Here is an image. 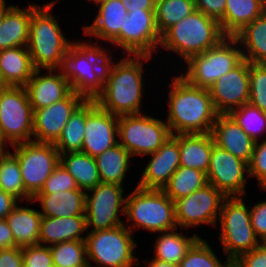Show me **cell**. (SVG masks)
Here are the masks:
<instances>
[{"instance_id":"cell-1","label":"cell","mask_w":266,"mask_h":267,"mask_svg":"<svg viewBox=\"0 0 266 267\" xmlns=\"http://www.w3.org/2000/svg\"><path fill=\"white\" fill-rule=\"evenodd\" d=\"M151 57L124 55L114 62L111 56L105 69L103 91L94 99L97 105L118 117L143 113L144 61L152 60Z\"/></svg>"},{"instance_id":"cell-2","label":"cell","mask_w":266,"mask_h":267,"mask_svg":"<svg viewBox=\"0 0 266 267\" xmlns=\"http://www.w3.org/2000/svg\"><path fill=\"white\" fill-rule=\"evenodd\" d=\"M168 117L166 123L174 134L211 133L217 118L208 89L189 84L173 76L168 85Z\"/></svg>"},{"instance_id":"cell-3","label":"cell","mask_w":266,"mask_h":267,"mask_svg":"<svg viewBox=\"0 0 266 267\" xmlns=\"http://www.w3.org/2000/svg\"><path fill=\"white\" fill-rule=\"evenodd\" d=\"M93 43V44H92ZM111 52L95 41H73L56 69L72 91L94 100L104 88L105 69Z\"/></svg>"},{"instance_id":"cell-4","label":"cell","mask_w":266,"mask_h":267,"mask_svg":"<svg viewBox=\"0 0 266 267\" xmlns=\"http://www.w3.org/2000/svg\"><path fill=\"white\" fill-rule=\"evenodd\" d=\"M58 0L44 6L32 2L28 51L35 70L57 69L73 40H67L51 9ZM43 7V8H42Z\"/></svg>"},{"instance_id":"cell-5","label":"cell","mask_w":266,"mask_h":267,"mask_svg":"<svg viewBox=\"0 0 266 267\" xmlns=\"http://www.w3.org/2000/svg\"><path fill=\"white\" fill-rule=\"evenodd\" d=\"M226 35L220 23L201 11H194L161 35L160 49L177 53L182 62L217 45Z\"/></svg>"},{"instance_id":"cell-6","label":"cell","mask_w":266,"mask_h":267,"mask_svg":"<svg viewBox=\"0 0 266 267\" xmlns=\"http://www.w3.org/2000/svg\"><path fill=\"white\" fill-rule=\"evenodd\" d=\"M135 187L125 201V221H132L126 227L133 234L138 228L156 234L178 229L174 202L163 190Z\"/></svg>"},{"instance_id":"cell-7","label":"cell","mask_w":266,"mask_h":267,"mask_svg":"<svg viewBox=\"0 0 266 267\" xmlns=\"http://www.w3.org/2000/svg\"><path fill=\"white\" fill-rule=\"evenodd\" d=\"M244 197H226L221 205L218 222L220 244L230 262L261 244L251 225L250 209Z\"/></svg>"},{"instance_id":"cell-8","label":"cell","mask_w":266,"mask_h":267,"mask_svg":"<svg viewBox=\"0 0 266 267\" xmlns=\"http://www.w3.org/2000/svg\"><path fill=\"white\" fill-rule=\"evenodd\" d=\"M242 60L238 41L234 36H226L212 48L190 57L185 62V74L180 76L193 86L208 89Z\"/></svg>"},{"instance_id":"cell-9","label":"cell","mask_w":266,"mask_h":267,"mask_svg":"<svg viewBox=\"0 0 266 267\" xmlns=\"http://www.w3.org/2000/svg\"><path fill=\"white\" fill-rule=\"evenodd\" d=\"M86 234L89 267H95L91 265L92 262L97 264L96 267L139 266V258L134 255L137 243L125 224L108 230L89 231Z\"/></svg>"},{"instance_id":"cell-10","label":"cell","mask_w":266,"mask_h":267,"mask_svg":"<svg viewBox=\"0 0 266 267\" xmlns=\"http://www.w3.org/2000/svg\"><path fill=\"white\" fill-rule=\"evenodd\" d=\"M145 114L146 112L118 117L119 144L133 157H144L156 152L172 136L163 119Z\"/></svg>"},{"instance_id":"cell-11","label":"cell","mask_w":266,"mask_h":267,"mask_svg":"<svg viewBox=\"0 0 266 267\" xmlns=\"http://www.w3.org/2000/svg\"><path fill=\"white\" fill-rule=\"evenodd\" d=\"M33 117L25 86H0V130L10 146L32 141Z\"/></svg>"},{"instance_id":"cell-12","label":"cell","mask_w":266,"mask_h":267,"mask_svg":"<svg viewBox=\"0 0 266 267\" xmlns=\"http://www.w3.org/2000/svg\"><path fill=\"white\" fill-rule=\"evenodd\" d=\"M20 165L25 191L33 198L60 163V154L52 143L35 141L10 146Z\"/></svg>"},{"instance_id":"cell-13","label":"cell","mask_w":266,"mask_h":267,"mask_svg":"<svg viewBox=\"0 0 266 267\" xmlns=\"http://www.w3.org/2000/svg\"><path fill=\"white\" fill-rule=\"evenodd\" d=\"M123 195L124 187L115 183L100 182L86 191L87 230H108L124 225V221L119 217L121 214L125 215L126 196Z\"/></svg>"},{"instance_id":"cell-14","label":"cell","mask_w":266,"mask_h":267,"mask_svg":"<svg viewBox=\"0 0 266 267\" xmlns=\"http://www.w3.org/2000/svg\"><path fill=\"white\" fill-rule=\"evenodd\" d=\"M161 43V34L155 23V10L129 11L120 33L110 42L114 47L122 48L124 55H149L157 52Z\"/></svg>"},{"instance_id":"cell-15","label":"cell","mask_w":266,"mask_h":267,"mask_svg":"<svg viewBox=\"0 0 266 267\" xmlns=\"http://www.w3.org/2000/svg\"><path fill=\"white\" fill-rule=\"evenodd\" d=\"M226 197L213 185L206 184L174 202L178 228L188 229L202 224L218 225L221 205Z\"/></svg>"},{"instance_id":"cell-16","label":"cell","mask_w":266,"mask_h":267,"mask_svg":"<svg viewBox=\"0 0 266 267\" xmlns=\"http://www.w3.org/2000/svg\"><path fill=\"white\" fill-rule=\"evenodd\" d=\"M206 176L208 184L225 197H243L249 179L248 163L214 145Z\"/></svg>"},{"instance_id":"cell-17","label":"cell","mask_w":266,"mask_h":267,"mask_svg":"<svg viewBox=\"0 0 266 267\" xmlns=\"http://www.w3.org/2000/svg\"><path fill=\"white\" fill-rule=\"evenodd\" d=\"M85 100L82 95L71 91L62 100L34 110L32 141L54 144L71 115Z\"/></svg>"},{"instance_id":"cell-18","label":"cell","mask_w":266,"mask_h":267,"mask_svg":"<svg viewBox=\"0 0 266 267\" xmlns=\"http://www.w3.org/2000/svg\"><path fill=\"white\" fill-rule=\"evenodd\" d=\"M208 90L218 114H229L249 103V61L243 59Z\"/></svg>"},{"instance_id":"cell-19","label":"cell","mask_w":266,"mask_h":267,"mask_svg":"<svg viewBox=\"0 0 266 267\" xmlns=\"http://www.w3.org/2000/svg\"><path fill=\"white\" fill-rule=\"evenodd\" d=\"M118 116L102 110L95 100H87V118L82 151L96 157L119 143Z\"/></svg>"},{"instance_id":"cell-20","label":"cell","mask_w":266,"mask_h":267,"mask_svg":"<svg viewBox=\"0 0 266 267\" xmlns=\"http://www.w3.org/2000/svg\"><path fill=\"white\" fill-rule=\"evenodd\" d=\"M137 184L144 189L162 190L173 173L180 167V149L177 134L168 138L154 153H151Z\"/></svg>"},{"instance_id":"cell-21","label":"cell","mask_w":266,"mask_h":267,"mask_svg":"<svg viewBox=\"0 0 266 267\" xmlns=\"http://www.w3.org/2000/svg\"><path fill=\"white\" fill-rule=\"evenodd\" d=\"M34 70L25 85L30 104L34 110L41 109L65 98L72 90L68 80L56 69Z\"/></svg>"},{"instance_id":"cell-22","label":"cell","mask_w":266,"mask_h":267,"mask_svg":"<svg viewBox=\"0 0 266 267\" xmlns=\"http://www.w3.org/2000/svg\"><path fill=\"white\" fill-rule=\"evenodd\" d=\"M211 135L216 146L250 163L256 141L229 114L217 115Z\"/></svg>"},{"instance_id":"cell-23","label":"cell","mask_w":266,"mask_h":267,"mask_svg":"<svg viewBox=\"0 0 266 267\" xmlns=\"http://www.w3.org/2000/svg\"><path fill=\"white\" fill-rule=\"evenodd\" d=\"M95 5L98 13L93 23L83 25V34L110 43L120 33L128 11L121 0H99Z\"/></svg>"},{"instance_id":"cell-24","label":"cell","mask_w":266,"mask_h":267,"mask_svg":"<svg viewBox=\"0 0 266 267\" xmlns=\"http://www.w3.org/2000/svg\"><path fill=\"white\" fill-rule=\"evenodd\" d=\"M32 201L41 204L42 217L60 218L85 215L86 191L75 189L55 193H37Z\"/></svg>"},{"instance_id":"cell-25","label":"cell","mask_w":266,"mask_h":267,"mask_svg":"<svg viewBox=\"0 0 266 267\" xmlns=\"http://www.w3.org/2000/svg\"><path fill=\"white\" fill-rule=\"evenodd\" d=\"M86 232L88 230L85 215L42 217L38 244L44 243L46 246H51L68 240H85Z\"/></svg>"},{"instance_id":"cell-26","label":"cell","mask_w":266,"mask_h":267,"mask_svg":"<svg viewBox=\"0 0 266 267\" xmlns=\"http://www.w3.org/2000/svg\"><path fill=\"white\" fill-rule=\"evenodd\" d=\"M34 70L27 46L0 50L1 86H25Z\"/></svg>"},{"instance_id":"cell-27","label":"cell","mask_w":266,"mask_h":267,"mask_svg":"<svg viewBox=\"0 0 266 267\" xmlns=\"http://www.w3.org/2000/svg\"><path fill=\"white\" fill-rule=\"evenodd\" d=\"M177 142L180 149V167L207 173L215 145L211 133L177 134Z\"/></svg>"},{"instance_id":"cell-28","label":"cell","mask_w":266,"mask_h":267,"mask_svg":"<svg viewBox=\"0 0 266 267\" xmlns=\"http://www.w3.org/2000/svg\"><path fill=\"white\" fill-rule=\"evenodd\" d=\"M32 2L23 9L13 5L0 24V50L28 46Z\"/></svg>"},{"instance_id":"cell-29","label":"cell","mask_w":266,"mask_h":267,"mask_svg":"<svg viewBox=\"0 0 266 267\" xmlns=\"http://www.w3.org/2000/svg\"><path fill=\"white\" fill-rule=\"evenodd\" d=\"M265 11V0H226L224 18L219 22L222 32L234 36Z\"/></svg>"},{"instance_id":"cell-30","label":"cell","mask_w":266,"mask_h":267,"mask_svg":"<svg viewBox=\"0 0 266 267\" xmlns=\"http://www.w3.org/2000/svg\"><path fill=\"white\" fill-rule=\"evenodd\" d=\"M17 247L37 245L42 215L40 211L16 205L5 218Z\"/></svg>"},{"instance_id":"cell-31","label":"cell","mask_w":266,"mask_h":267,"mask_svg":"<svg viewBox=\"0 0 266 267\" xmlns=\"http://www.w3.org/2000/svg\"><path fill=\"white\" fill-rule=\"evenodd\" d=\"M243 59L250 63L266 64V11L234 35Z\"/></svg>"},{"instance_id":"cell-32","label":"cell","mask_w":266,"mask_h":267,"mask_svg":"<svg viewBox=\"0 0 266 267\" xmlns=\"http://www.w3.org/2000/svg\"><path fill=\"white\" fill-rule=\"evenodd\" d=\"M173 229L161 232L154 244V259L177 265L184 259L191 246L201 237L198 234L184 235Z\"/></svg>"},{"instance_id":"cell-33","label":"cell","mask_w":266,"mask_h":267,"mask_svg":"<svg viewBox=\"0 0 266 267\" xmlns=\"http://www.w3.org/2000/svg\"><path fill=\"white\" fill-rule=\"evenodd\" d=\"M133 156L119 143L95 157L102 183L122 185Z\"/></svg>"},{"instance_id":"cell-34","label":"cell","mask_w":266,"mask_h":267,"mask_svg":"<svg viewBox=\"0 0 266 267\" xmlns=\"http://www.w3.org/2000/svg\"><path fill=\"white\" fill-rule=\"evenodd\" d=\"M60 163L73 176L81 190L88 191L101 182L94 157L83 152L60 154Z\"/></svg>"},{"instance_id":"cell-35","label":"cell","mask_w":266,"mask_h":267,"mask_svg":"<svg viewBox=\"0 0 266 267\" xmlns=\"http://www.w3.org/2000/svg\"><path fill=\"white\" fill-rule=\"evenodd\" d=\"M87 118V100L71 115L58 140L54 143L59 154L82 151Z\"/></svg>"},{"instance_id":"cell-36","label":"cell","mask_w":266,"mask_h":267,"mask_svg":"<svg viewBox=\"0 0 266 267\" xmlns=\"http://www.w3.org/2000/svg\"><path fill=\"white\" fill-rule=\"evenodd\" d=\"M0 189L18 201L23 199L33 203L32 197L25 191L17 157L9 148L0 152Z\"/></svg>"},{"instance_id":"cell-37","label":"cell","mask_w":266,"mask_h":267,"mask_svg":"<svg viewBox=\"0 0 266 267\" xmlns=\"http://www.w3.org/2000/svg\"><path fill=\"white\" fill-rule=\"evenodd\" d=\"M206 184L208 182L205 172L198 169L179 167L162 190L175 202L179 198L188 196L204 187Z\"/></svg>"},{"instance_id":"cell-38","label":"cell","mask_w":266,"mask_h":267,"mask_svg":"<svg viewBox=\"0 0 266 267\" xmlns=\"http://www.w3.org/2000/svg\"><path fill=\"white\" fill-rule=\"evenodd\" d=\"M196 11L193 0H156L155 23L162 35L172 25Z\"/></svg>"},{"instance_id":"cell-39","label":"cell","mask_w":266,"mask_h":267,"mask_svg":"<svg viewBox=\"0 0 266 267\" xmlns=\"http://www.w3.org/2000/svg\"><path fill=\"white\" fill-rule=\"evenodd\" d=\"M53 266L89 267L85 240H68L50 246Z\"/></svg>"},{"instance_id":"cell-40","label":"cell","mask_w":266,"mask_h":267,"mask_svg":"<svg viewBox=\"0 0 266 267\" xmlns=\"http://www.w3.org/2000/svg\"><path fill=\"white\" fill-rule=\"evenodd\" d=\"M229 115L256 142L260 140L259 137L262 134L266 133V112L250 103L232 110Z\"/></svg>"},{"instance_id":"cell-41","label":"cell","mask_w":266,"mask_h":267,"mask_svg":"<svg viewBox=\"0 0 266 267\" xmlns=\"http://www.w3.org/2000/svg\"><path fill=\"white\" fill-rule=\"evenodd\" d=\"M217 256L210 244L200 237L188 250L178 267H232V262L228 259L220 262Z\"/></svg>"},{"instance_id":"cell-42","label":"cell","mask_w":266,"mask_h":267,"mask_svg":"<svg viewBox=\"0 0 266 267\" xmlns=\"http://www.w3.org/2000/svg\"><path fill=\"white\" fill-rule=\"evenodd\" d=\"M249 103L266 112V64L249 62Z\"/></svg>"},{"instance_id":"cell-43","label":"cell","mask_w":266,"mask_h":267,"mask_svg":"<svg viewBox=\"0 0 266 267\" xmlns=\"http://www.w3.org/2000/svg\"><path fill=\"white\" fill-rule=\"evenodd\" d=\"M80 189L71 174L59 163L55 170L45 181L39 193H55Z\"/></svg>"},{"instance_id":"cell-44","label":"cell","mask_w":266,"mask_h":267,"mask_svg":"<svg viewBox=\"0 0 266 267\" xmlns=\"http://www.w3.org/2000/svg\"><path fill=\"white\" fill-rule=\"evenodd\" d=\"M249 167V177H256L259 188L266 190V138L257 141Z\"/></svg>"},{"instance_id":"cell-45","label":"cell","mask_w":266,"mask_h":267,"mask_svg":"<svg viewBox=\"0 0 266 267\" xmlns=\"http://www.w3.org/2000/svg\"><path fill=\"white\" fill-rule=\"evenodd\" d=\"M23 267H52L50 246L31 245L22 248Z\"/></svg>"},{"instance_id":"cell-46","label":"cell","mask_w":266,"mask_h":267,"mask_svg":"<svg viewBox=\"0 0 266 267\" xmlns=\"http://www.w3.org/2000/svg\"><path fill=\"white\" fill-rule=\"evenodd\" d=\"M232 267H266V244L261 243L253 250L240 255Z\"/></svg>"},{"instance_id":"cell-47","label":"cell","mask_w":266,"mask_h":267,"mask_svg":"<svg viewBox=\"0 0 266 267\" xmlns=\"http://www.w3.org/2000/svg\"><path fill=\"white\" fill-rule=\"evenodd\" d=\"M251 225L261 243L266 241V200L250 207Z\"/></svg>"},{"instance_id":"cell-48","label":"cell","mask_w":266,"mask_h":267,"mask_svg":"<svg viewBox=\"0 0 266 267\" xmlns=\"http://www.w3.org/2000/svg\"><path fill=\"white\" fill-rule=\"evenodd\" d=\"M196 10L220 22L224 18L226 0H193Z\"/></svg>"},{"instance_id":"cell-49","label":"cell","mask_w":266,"mask_h":267,"mask_svg":"<svg viewBox=\"0 0 266 267\" xmlns=\"http://www.w3.org/2000/svg\"><path fill=\"white\" fill-rule=\"evenodd\" d=\"M0 267H23L22 248L1 249Z\"/></svg>"},{"instance_id":"cell-50","label":"cell","mask_w":266,"mask_h":267,"mask_svg":"<svg viewBox=\"0 0 266 267\" xmlns=\"http://www.w3.org/2000/svg\"><path fill=\"white\" fill-rule=\"evenodd\" d=\"M12 230L6 219H0V250L16 247Z\"/></svg>"},{"instance_id":"cell-51","label":"cell","mask_w":266,"mask_h":267,"mask_svg":"<svg viewBox=\"0 0 266 267\" xmlns=\"http://www.w3.org/2000/svg\"><path fill=\"white\" fill-rule=\"evenodd\" d=\"M18 203L16 198L0 189V219H5Z\"/></svg>"},{"instance_id":"cell-52","label":"cell","mask_w":266,"mask_h":267,"mask_svg":"<svg viewBox=\"0 0 266 267\" xmlns=\"http://www.w3.org/2000/svg\"><path fill=\"white\" fill-rule=\"evenodd\" d=\"M127 11L155 10L156 0H121Z\"/></svg>"},{"instance_id":"cell-53","label":"cell","mask_w":266,"mask_h":267,"mask_svg":"<svg viewBox=\"0 0 266 267\" xmlns=\"http://www.w3.org/2000/svg\"><path fill=\"white\" fill-rule=\"evenodd\" d=\"M146 264L148 267H178L177 265L163 262L154 258L149 261H146Z\"/></svg>"},{"instance_id":"cell-54","label":"cell","mask_w":266,"mask_h":267,"mask_svg":"<svg viewBox=\"0 0 266 267\" xmlns=\"http://www.w3.org/2000/svg\"><path fill=\"white\" fill-rule=\"evenodd\" d=\"M6 0H0V24L2 23V20L6 14V12L13 6L9 5L7 6Z\"/></svg>"},{"instance_id":"cell-55","label":"cell","mask_w":266,"mask_h":267,"mask_svg":"<svg viewBox=\"0 0 266 267\" xmlns=\"http://www.w3.org/2000/svg\"><path fill=\"white\" fill-rule=\"evenodd\" d=\"M8 147L10 146L6 141L5 139L3 138L2 136V133H1V130H0V152H4V151H7L5 150L6 148L5 147Z\"/></svg>"},{"instance_id":"cell-56","label":"cell","mask_w":266,"mask_h":267,"mask_svg":"<svg viewBox=\"0 0 266 267\" xmlns=\"http://www.w3.org/2000/svg\"><path fill=\"white\" fill-rule=\"evenodd\" d=\"M89 1V0H88ZM99 0H90L89 2H94L93 4H95L96 2H98Z\"/></svg>"}]
</instances>
